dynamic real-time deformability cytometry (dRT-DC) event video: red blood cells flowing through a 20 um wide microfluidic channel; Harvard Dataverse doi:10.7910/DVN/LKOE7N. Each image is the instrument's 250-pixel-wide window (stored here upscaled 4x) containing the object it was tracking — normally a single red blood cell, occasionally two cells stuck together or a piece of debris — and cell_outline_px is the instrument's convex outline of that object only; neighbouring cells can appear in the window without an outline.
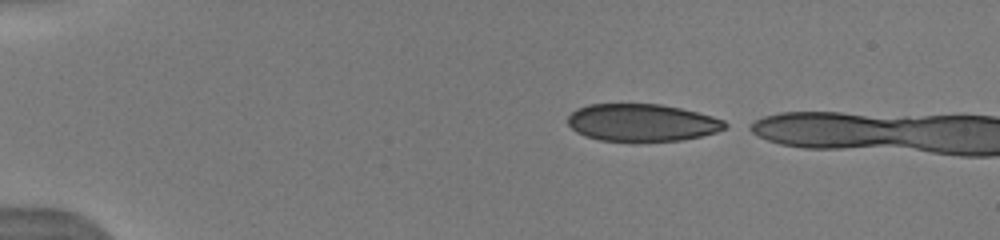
{"species": "human", "species_latin": "Homo sapiens", "temperature_condition": "warm", "stored_images_in_passage": 9, "camera_frame_rate_fps": 3000, "um_per_image_px": 0.085, "donor": {"sex": "male"}, "frame": {"image": 1, "passage_image": 1, "time_ms": 0.0, "image_size_px": [1000, 240], "cell_outline_px": [[732, 124], [716, 132], [700, 136], [680, 140], [636, 144], [632, 144], [600, 140], [584, 136], [576, 132], [568, 124], [568, 116], [576, 108], [588, 104], [660, 104], [680, 108], [712, 116], [724, 120]], "centroid_in_image_um": [54.55, 10.46], "position_along_channel_um": 30.5, "area_um2": 35.2}}
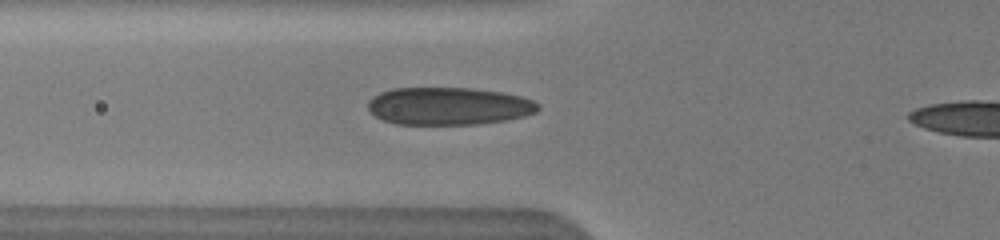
{"frame": {"image": 2, "passage_image": 6, "time_ms": 3.333, "image_size_px": [1000, 240], "cell_outline_px": [[540, 108], [536, 112], [524, 116], [508, 120], [476, 124], [396, 124], [384, 120], [376, 116], [368, 108], [368, 100], [372, 96], [380, 92], [392, 88], [472, 88], [500, 92], [520, 96], [532, 100], [540, 104]], "centroid_in_image_um": [38.14, 9.01], "position_along_channel_um": 87.7, "area_um2": 37.34}}